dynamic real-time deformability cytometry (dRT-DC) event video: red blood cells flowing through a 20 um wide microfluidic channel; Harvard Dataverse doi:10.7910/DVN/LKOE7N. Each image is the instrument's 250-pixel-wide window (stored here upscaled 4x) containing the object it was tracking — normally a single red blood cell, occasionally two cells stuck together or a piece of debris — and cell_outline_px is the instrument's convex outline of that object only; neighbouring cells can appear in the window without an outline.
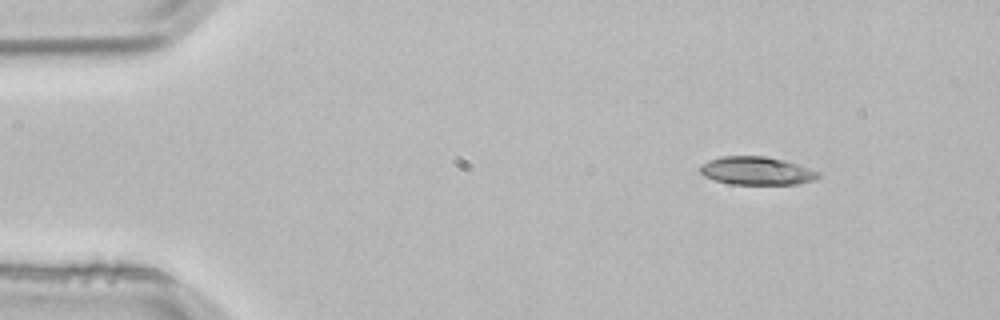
{"species": "common noctule bat (a hibernating species)", "species_latin": "Nyctalus noctula", "temperature_condition": "room temperature", "stored_images_in_passage": 2, "camera_frame_rate_fps": 3000, "um_per_image_px": 0.085, "animal": {"sex": "male", "body_mass_g": 21.5, "forearm_length_mm": 52.0}, "frame": {"image": 1, "passage_image": 1, "time_ms": 0.0, "image_size_px": [1000, 320], "cell_outline_px": [[820, 176], [816, 180], [800, 184], [728, 184], [704, 176], [700, 172], [700, 168], [708, 160], [720, 156], [764, 156], [784, 160], [820, 172]], "centroid_in_image_um": [64.33, 14.52], "position_along_channel_um": 20.7, "area_um2": 19.36}}